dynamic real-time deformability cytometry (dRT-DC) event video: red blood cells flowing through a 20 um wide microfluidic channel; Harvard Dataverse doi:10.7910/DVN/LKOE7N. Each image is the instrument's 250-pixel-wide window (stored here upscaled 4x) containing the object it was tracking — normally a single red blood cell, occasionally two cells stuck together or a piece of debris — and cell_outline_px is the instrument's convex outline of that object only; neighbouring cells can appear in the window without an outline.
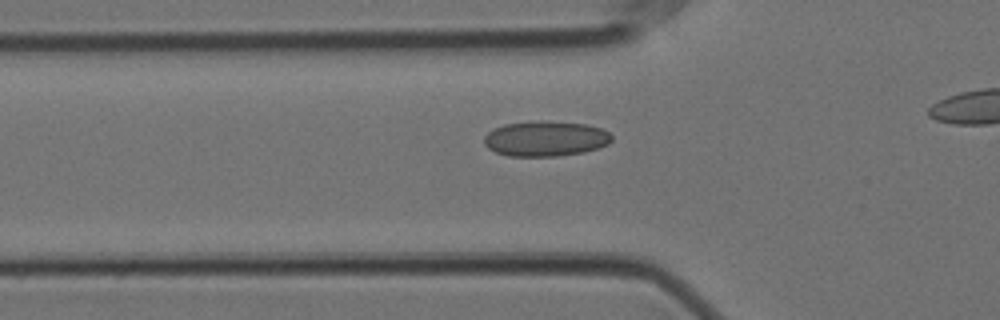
{"species": "Egyptian fruit bat (a non-hibernating species)", "species_latin": "Rousettus aegyptiacus", "temperature_condition": "cold", "stored_images_in_passage": 36, "camera_frame_rate_fps": 3000, "um_per_image_px": 0.085, "animal": {"sex": "female"}, "frame": {"image": 1, "passage_image": 9, "time_ms": 2.667, "image_size_px": [1000, 320], "cell_outline_px": [[612, 140], [608, 144], [584, 152], [556, 156], [508, 156], [496, 152], [488, 148], [484, 144], [484, 136], [488, 132], [504, 124], [588, 124], [600, 128], [608, 132], [612, 136]], "centroid_in_image_um": [46.37, 11.84], "position_along_channel_um": 79.4, "area_um2": 25.03}}
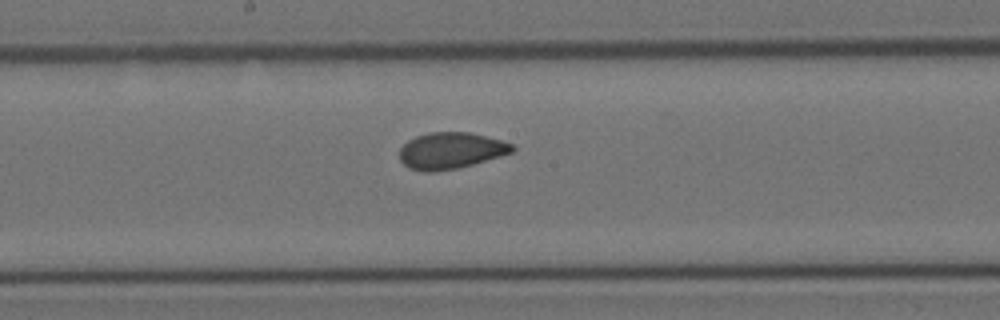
{"frame": {"image": 2, "passage_image": 20, "time_ms": 6.333, "image_size_px": [1000, 320], "cell_outline_px": [[516, 148], [512, 152], [500, 156], [472, 164], [456, 168], [436, 172], [424, 172], [408, 168], [400, 160], [400, 148], [408, 140], [416, 136], [428, 132], [468, 132], [500, 140], [512, 144]], "centroid_in_image_um": [38.28, 12.81], "position_along_channel_um": 209.9, "area_um2": 23.81}}
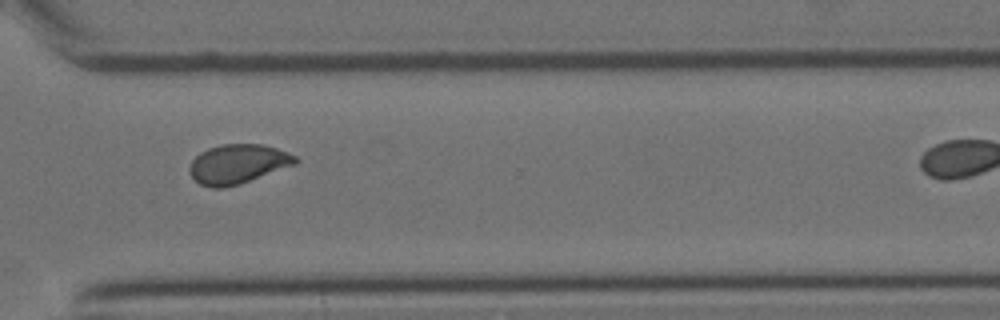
{"frame": {"image": 3, "passage_image": 32, "time_ms": 10.333, "image_size_px": [1000, 320], "cell_outline_px": [[300, 160], [296, 164], [240, 184], [224, 188], [212, 188], [200, 184], [188, 172], [188, 168], [192, 160], [200, 152], [208, 148], [220, 144], [260, 144], [276, 148], [288, 152], [296, 156]], "centroid_in_image_um": [20.21, 13.94], "position_along_channel_um": 350.4, "area_um2": 24.39}}